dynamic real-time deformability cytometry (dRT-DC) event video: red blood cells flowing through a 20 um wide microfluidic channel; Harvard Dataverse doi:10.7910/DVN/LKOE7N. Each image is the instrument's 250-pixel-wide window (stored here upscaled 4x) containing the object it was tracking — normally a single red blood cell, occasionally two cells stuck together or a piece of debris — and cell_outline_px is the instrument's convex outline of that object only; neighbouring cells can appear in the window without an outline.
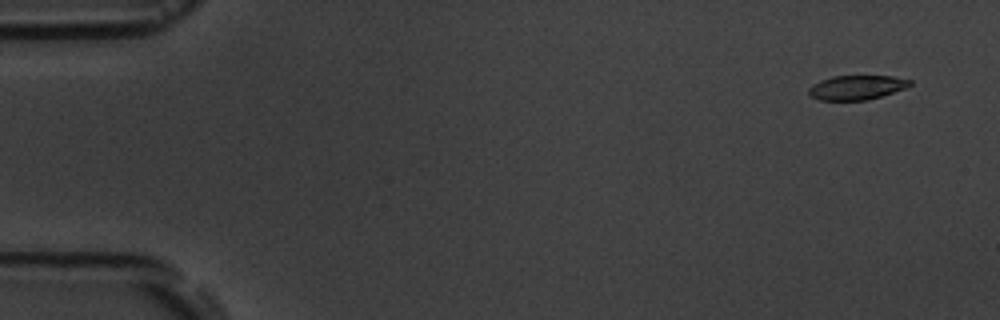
{"species": "common noctule bat (a hibernating species)", "species_latin": "Nyctalus noctula", "temperature_condition": "room temperature", "stored_images_in_passage": 6, "camera_frame_rate_fps": 3000, "um_per_image_px": 0.085, "animal": {"sex": "male", "body_mass_g": 19.5, "forearm_length_mm": 54.6}, "frame": {"image": 1, "passage_image": 2, "time_ms": 1.0, "image_size_px": [1000, 320], "cell_outline_px": [[912, 84], [908, 88], [868, 100], [820, 100], [812, 96], [808, 92], [808, 88], [812, 84], [820, 80], [832, 76], [892, 76], [912, 80]], "centroid_in_image_um": [72.85, 7.43], "position_along_channel_um": 12.2, "area_um2": 14.51}}
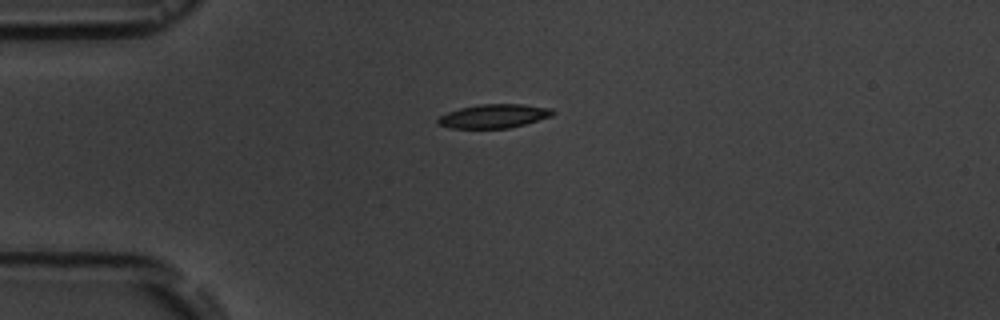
{"frame": {"image": 2, "passage_image": 5, "time_ms": 4.667, "image_size_px": [1000, 320], "cell_outline_px": [[556, 112], [552, 116], [524, 124], [508, 128], [448, 128], [440, 124], [436, 120], [440, 116], [448, 112], [460, 108], [480, 104], [524, 104], [552, 108]], "centroid_in_image_um": [42.01, 9.86], "position_along_channel_um": 43.0, "area_um2": 15.9}}